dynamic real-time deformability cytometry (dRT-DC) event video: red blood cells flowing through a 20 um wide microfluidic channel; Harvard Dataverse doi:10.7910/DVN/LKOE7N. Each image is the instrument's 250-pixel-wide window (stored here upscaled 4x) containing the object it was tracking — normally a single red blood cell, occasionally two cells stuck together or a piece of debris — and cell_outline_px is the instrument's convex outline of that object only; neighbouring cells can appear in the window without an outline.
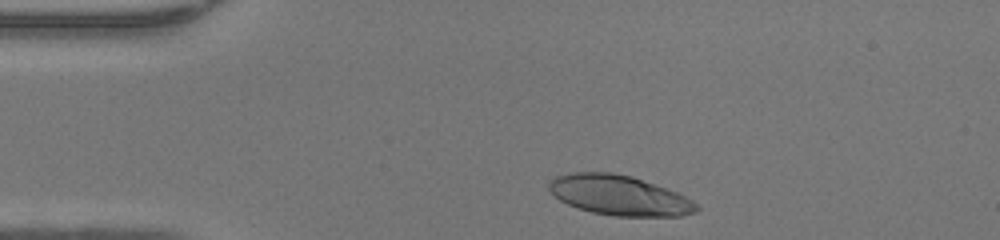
{"species": "human", "species_latin": "Homo sapiens", "temperature_condition": "warm", "stored_images_in_passage": 31, "camera_frame_rate_fps": 3000, "um_per_image_px": 0.085, "donor": {"sex": "female"}, "frame": {"image": 1, "passage_image": 2, "time_ms": 0.333, "image_size_px": [1000, 240], "cell_outline_px": [[700, 208], [696, 212], [680, 216], [612, 216], [592, 212], [568, 204], [552, 196], [548, 188], [548, 184], [556, 176], [568, 172], [612, 172], [632, 176], [668, 188], [692, 200]], "centroid_in_image_um": [52.62, 16.59], "position_along_channel_um": 32.4, "area_um2": 34.51}}
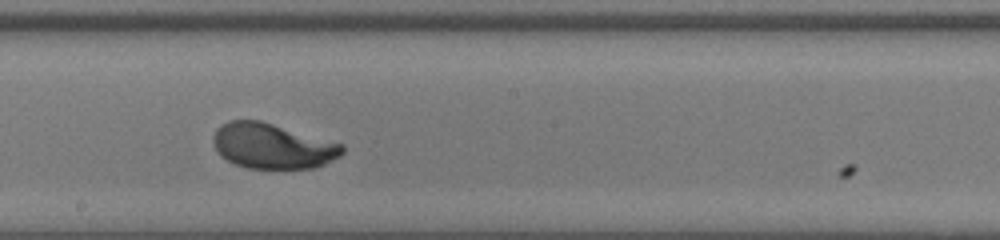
{"frame": {"image": 2, "passage_image": 19, "time_ms": 6.0, "image_size_px": [1000, 240], "cell_outline_px": [[344, 152], [340, 156], [324, 164], [312, 168], [248, 168], [236, 164], [220, 156], [212, 140], [212, 136], [216, 128], [228, 120], [260, 120], [344, 144]], "centroid_in_image_um": [23.15, 12.4], "position_along_channel_um": 225.1, "area_um2": 34.04}}
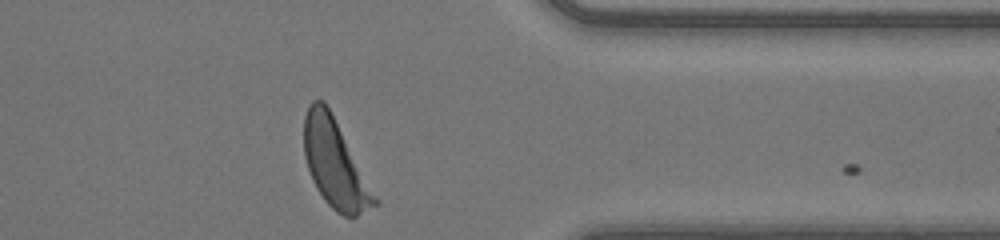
{"frame": {"image": 3, "passage_image": 31, "time_ms": 10.0, "image_size_px": [1000, 240], "cell_outline_px": [[380, 204], [356, 216], [344, 216], [336, 212], [324, 200], [316, 188], [312, 180], [304, 156], [304, 116], [308, 104], [312, 100], [324, 100], [380, 200]], "centroid_in_image_um": [28.49, 13.94], "position_along_channel_um": 382.9, "area_um2": 36.13}, "authors_computed_cell_mechanics": {"area_um2": 34.2754, "velocity_mm_per_s": 4.2798, "shape_relaxation_time_tau1_ms": 2.1339, "shape_relaxation_time_tau2_ms": null, "deformation_change_tau1": 0.1716, "deformation_change_tau2": null}}